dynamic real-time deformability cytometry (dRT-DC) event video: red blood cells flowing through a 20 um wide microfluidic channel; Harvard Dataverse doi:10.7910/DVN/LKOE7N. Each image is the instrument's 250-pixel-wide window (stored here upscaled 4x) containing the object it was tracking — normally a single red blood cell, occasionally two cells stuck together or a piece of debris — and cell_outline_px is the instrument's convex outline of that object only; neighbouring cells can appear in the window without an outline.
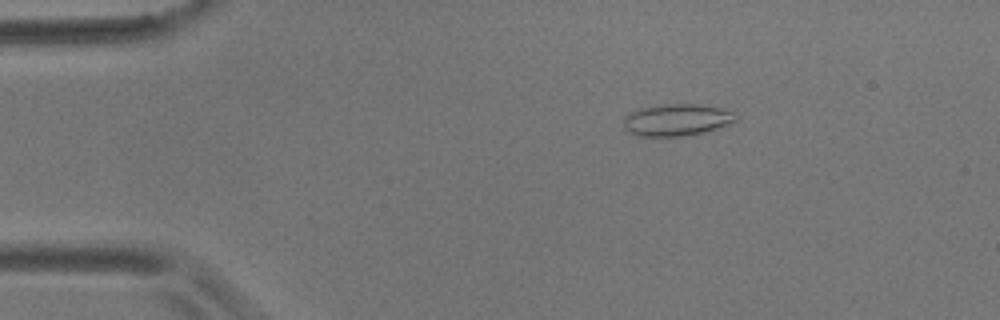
{"species": "common noctule bat (a hibernating species)", "species_latin": "Nyctalus noctula", "temperature_condition": "room temperature", "stored_images_in_passage": 3, "camera_frame_rate_fps": 3000, "um_per_image_px": 0.085, "animal": {"sex": "male", "body_mass_g": 17.9}, "frame": {"image": 1, "passage_image": 1, "time_ms": 0.0, "image_size_px": [1000, 320], "cell_outline_px": [[736, 120], [728, 124], [704, 132], [684, 136], [636, 136], [628, 132], [624, 128], [624, 116], [640, 108], [668, 104], [692, 104], [720, 108], [736, 112]], "centroid_in_image_um": [57.5, 10.2], "position_along_channel_um": 27.5, "area_um2": 20.69}}